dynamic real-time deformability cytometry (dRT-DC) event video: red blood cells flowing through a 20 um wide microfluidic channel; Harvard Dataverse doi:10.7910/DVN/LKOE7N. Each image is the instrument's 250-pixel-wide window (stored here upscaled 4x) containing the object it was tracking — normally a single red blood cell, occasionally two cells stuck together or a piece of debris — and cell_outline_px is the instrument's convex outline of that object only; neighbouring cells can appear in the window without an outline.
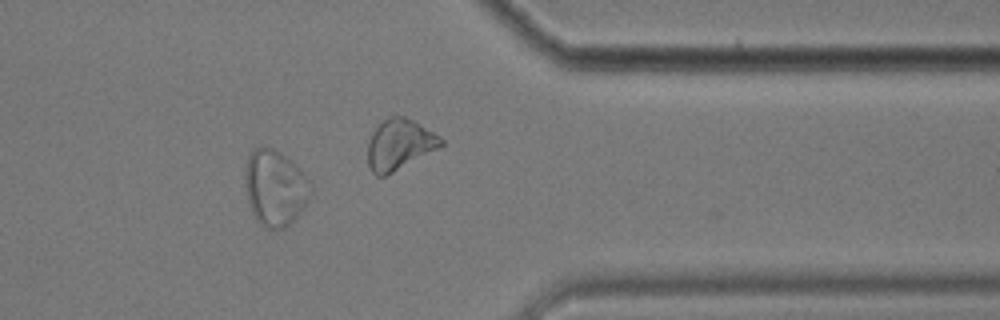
{"species": "common noctule bat (a hibernating species)", "species_latin": "Nyctalus noctula", "temperature_condition": "cold", "stored_images_in_passage": 55, "camera_frame_rate_fps": 3000, "um_per_image_px": 0.085, "animal": {"sex": "male", "body_mass_g": 17.9}, "frame": {"image": 1, "passage_image": 46, "time_ms": 15.0, "image_size_px": [1000, 320], "cell_outline_px": [[312, 192], [308, 200], [300, 212], [284, 228], [264, 228], [256, 220], [252, 212], [248, 200], [244, 180], [244, 172], [248, 156], [256, 148], [272, 148], [280, 152], [292, 160], [308, 180], [312, 188]], "centroid_in_image_um": [23.36, 15.97], "position_along_channel_um": 388.0, "area_um2": 28.78}}